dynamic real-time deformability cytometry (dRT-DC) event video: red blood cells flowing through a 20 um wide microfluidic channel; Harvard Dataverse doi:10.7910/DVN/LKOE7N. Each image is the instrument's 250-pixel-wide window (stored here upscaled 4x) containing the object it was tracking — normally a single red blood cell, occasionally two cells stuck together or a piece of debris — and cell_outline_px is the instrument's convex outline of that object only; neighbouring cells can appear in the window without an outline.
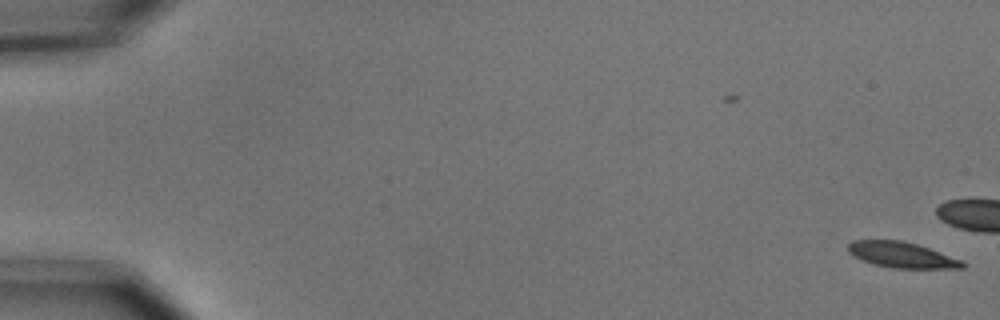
{"species": "common noctule bat (a hibernating species)", "species_latin": "Nyctalus noctula", "temperature_condition": "cold", "stored_images_in_passage": 3, "camera_frame_rate_fps": 3000, "um_per_image_px": 0.085, "animal": {"sex": "male", "body_mass_g": 15.6}, "frame": {"image": 1, "passage_image": 3, "time_ms": 0.667, "image_size_px": [1000, 320], "cell_outline_px": [[964, 268], [892, 268], [876, 264], [852, 256], [848, 252], [848, 244], [852, 240], [900, 240], [916, 244], [964, 260]], "centroid_in_image_um": [76.65, 21.66], "position_along_channel_um": 8.4, "area_um2": 16.99}}